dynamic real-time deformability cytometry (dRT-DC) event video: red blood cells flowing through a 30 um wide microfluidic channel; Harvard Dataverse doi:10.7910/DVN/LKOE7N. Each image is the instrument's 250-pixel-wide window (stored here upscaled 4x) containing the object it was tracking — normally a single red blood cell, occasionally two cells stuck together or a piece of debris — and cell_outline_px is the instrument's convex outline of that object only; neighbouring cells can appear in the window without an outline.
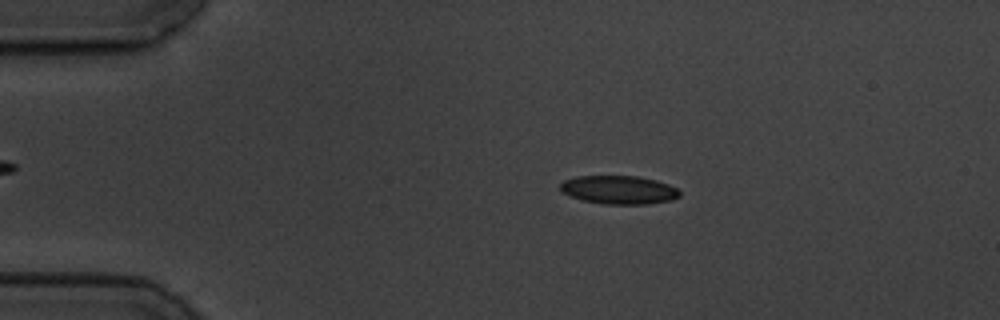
{"species": "common noctule bat (a hibernating species)", "species_latin": "Nyctalus noctula", "temperature_condition": "cold", "stored_images_in_passage": 6, "camera_frame_rate_fps": 3000, "um_per_image_px": 0.085, "animal": {"sex": "male", "body_mass_g": 19.5, "forearm_length_mm": 54.6}, "frame": {"image": 1, "passage_image": 3, "time_ms": 2.333, "image_size_px": [1000, 320], "cell_outline_px": [[680, 196], [672, 200], [648, 204], [604, 204], [584, 200], [572, 196], [564, 192], [560, 188], [560, 184], [564, 180], [576, 176], [636, 176], [656, 180], [668, 184], [676, 188], [680, 192]], "centroid_in_image_um": [52.63, 16.13], "position_along_channel_um": 32.4, "area_um2": 19.65}}
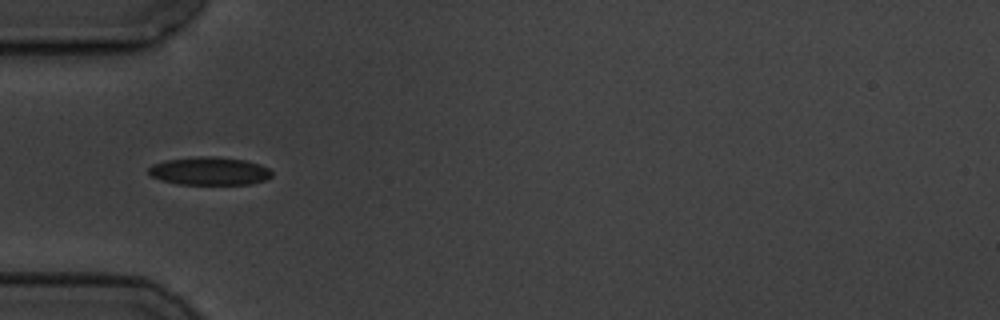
{"frame": {"image": 2, "passage_image": 5, "time_ms": 4.667, "image_size_px": [1000, 320], "cell_outline_px": [[272, 176], [264, 180], [252, 184], [176, 184], [160, 180], [152, 176], [148, 172], [148, 168], [152, 164], [164, 160], [196, 156], [216, 156], [244, 160], [260, 164], [268, 168], [272, 172]], "centroid_in_image_um": [17.78, 14.53], "position_along_channel_um": 67.2, "area_um2": 20.35}}
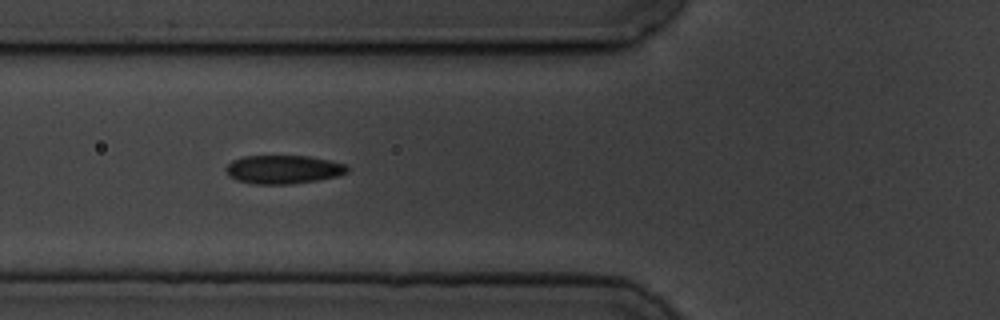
{"frame": {"image": 3, "passage_image": 6, "time_ms": 5.667, "image_size_px": [1000, 320], "cell_outline_px": [[348, 172], [340, 176], [320, 180], [292, 184], [256, 184], [236, 180], [228, 176], [224, 168], [232, 160], [244, 156], [308, 156], [328, 160], [344, 164], [348, 168]], "centroid_in_image_um": [24.07, 14.41], "position_along_channel_um": 101.7, "area_um2": 20.35}}